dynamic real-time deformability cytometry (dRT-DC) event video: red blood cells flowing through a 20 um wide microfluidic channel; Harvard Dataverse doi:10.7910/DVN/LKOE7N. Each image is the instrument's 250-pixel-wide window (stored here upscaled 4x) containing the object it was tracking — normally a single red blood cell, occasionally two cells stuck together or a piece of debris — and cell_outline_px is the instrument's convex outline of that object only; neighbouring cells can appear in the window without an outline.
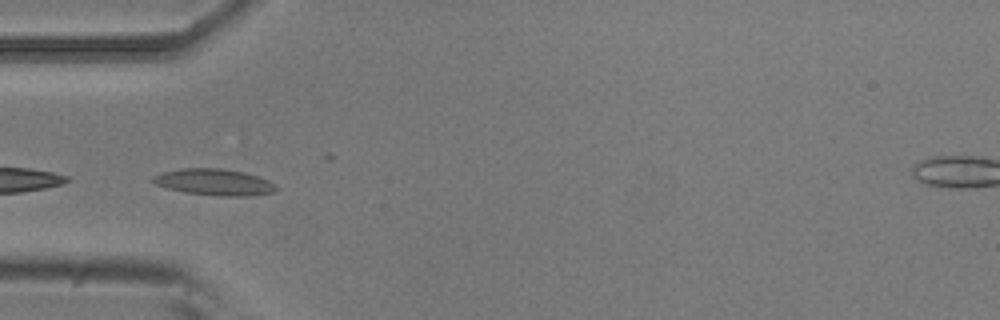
{"species": "common noctule bat (a hibernating species)", "species_latin": "Nyctalus noctula", "temperature_condition": "room temperature", "stored_images_in_passage": 6, "camera_frame_rate_fps": 3000, "um_per_image_px": 0.085, "animal": {"sex": "male", "body_mass_g": 20.5, "forearm_length_mm": 52.5}, "frame": {"image": 1, "passage_image": 4, "time_ms": 1.0, "image_size_px": [1000, 320], "cell_outline_px": [[280, 188], [276, 192], [252, 196], [224, 196], [184, 192], [168, 188], [156, 184], [148, 180], [152, 176], [160, 172], [180, 168], [220, 168], [244, 172], [268, 180], [276, 184]], "centroid_in_image_um": [18.22, 15.48], "position_along_channel_um": 66.8, "area_um2": 19.25}}
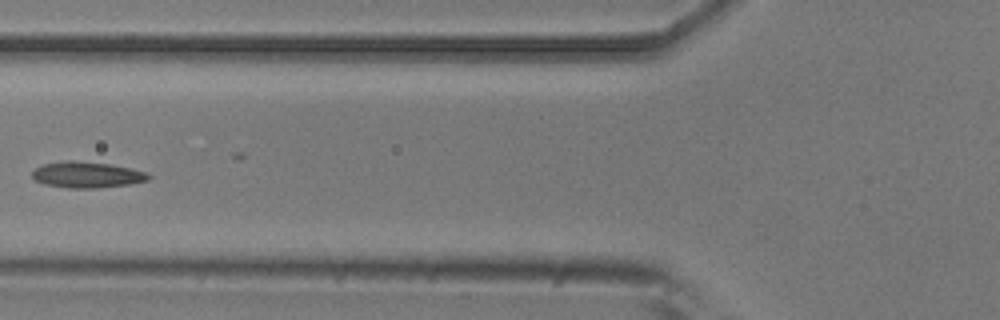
{"frame": {"image": 2, "passage_image": 5, "time_ms": 1.333, "image_size_px": [1000, 320], "cell_outline_px": [[152, 176], [148, 180], [128, 184], [96, 188], [68, 188], [44, 184], [32, 180], [32, 172], [36, 168], [44, 164], [68, 160], [72, 160], [108, 164], [132, 168], [148, 172]], "centroid_in_image_um": [7.39, 14.86], "position_along_channel_um": 118.4, "area_um2": 17.69}}
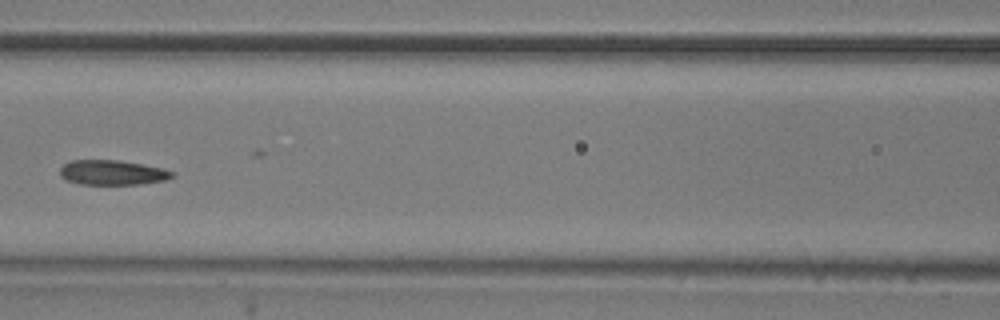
{"frame": {"image": 3, "passage_image": 6, "time_ms": 1.667, "image_size_px": [1000, 320], "cell_outline_px": [[176, 176], [164, 180], [140, 184], [80, 184], [64, 180], [60, 176], [60, 168], [64, 164], [72, 160], [116, 160], [164, 168], [176, 172]], "centroid_in_image_um": [9.56, 14.67], "position_along_channel_um": 157.0, "area_um2": 16.3}}